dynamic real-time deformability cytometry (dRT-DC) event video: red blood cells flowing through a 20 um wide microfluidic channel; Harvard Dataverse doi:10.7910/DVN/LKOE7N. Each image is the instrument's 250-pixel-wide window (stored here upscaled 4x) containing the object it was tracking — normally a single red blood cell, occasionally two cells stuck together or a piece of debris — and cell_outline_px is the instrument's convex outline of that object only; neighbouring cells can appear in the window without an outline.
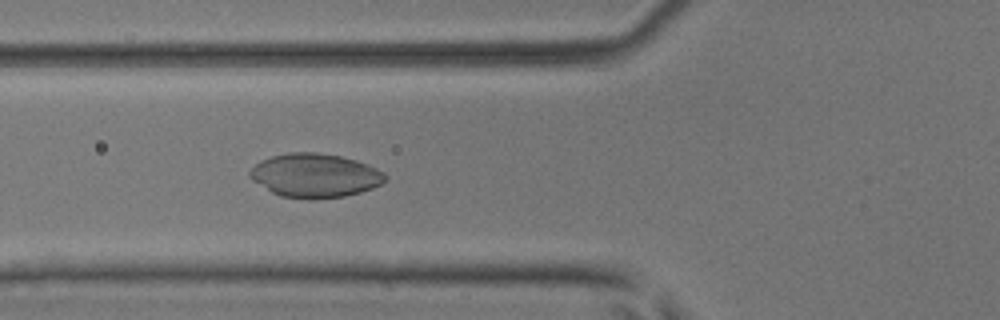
{"species": "common noctule bat (a hibernating species)", "species_latin": "Nyctalus noctula", "temperature_condition": "room temperature", "stored_images_in_passage": 50, "camera_frame_rate_fps": 3000, "um_per_image_px": 0.085, "animal": {"sex": "male", "body_mass_g": 17.9, "forearm_length_mm": 54.2}, "frame": {"image": 1, "passage_image": 19, "time_ms": 6.0, "image_size_px": [1000, 320], "cell_outline_px": [[388, 180], [372, 188], [360, 192], [344, 196], [280, 196], [272, 192], [252, 180], [248, 176], [248, 172], [260, 160], [272, 156], [288, 152], [316, 152], [340, 156], [356, 160], [368, 164], [384, 172], [388, 176]], "centroid_in_image_um": [26.78, 14.87], "position_along_channel_um": 99.0, "area_um2": 33.93}}
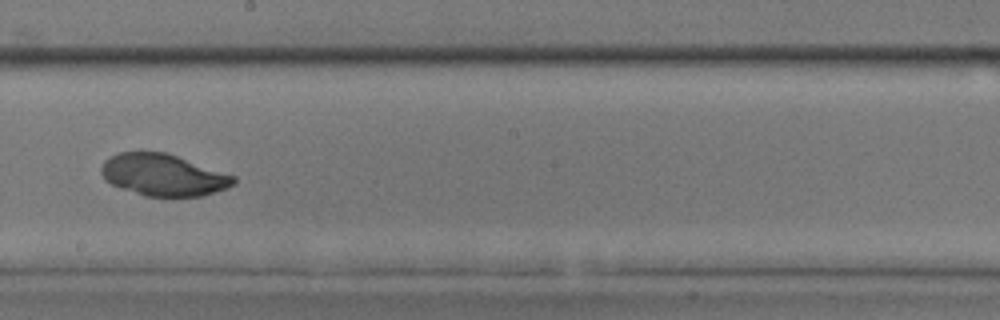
{"frame": {"image": 2, "passage_image": 29, "time_ms": 9.333, "image_size_px": [1000, 320], "cell_outline_px": [[236, 184], [228, 188], [200, 196], [144, 196], [112, 184], [104, 180], [100, 172], [100, 168], [104, 160], [116, 152], [140, 148], [168, 152], [236, 176]], "centroid_in_image_um": [13.84, 14.81], "position_along_channel_um": 234.4, "area_um2": 33.23}}
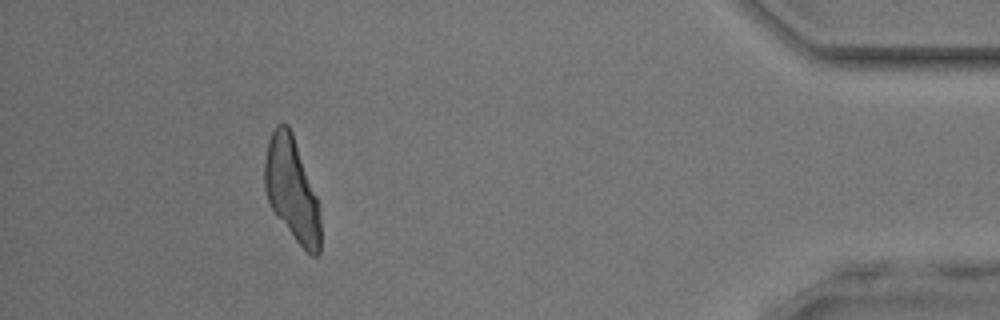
{"frame": {"image": 3, "passage_image": 46, "time_ms": 15.0, "image_size_px": [1000, 320], "cell_outline_px": [[320, 252], [316, 256], [312, 256], [296, 240], [272, 208], [268, 200], [264, 188], [264, 160], [268, 140], [276, 124], [288, 124], [292, 132], [316, 196], [320, 216]], "centroid_in_image_um": [24.79, 16.07], "position_along_channel_um": 410.4, "area_um2": 32.95}}